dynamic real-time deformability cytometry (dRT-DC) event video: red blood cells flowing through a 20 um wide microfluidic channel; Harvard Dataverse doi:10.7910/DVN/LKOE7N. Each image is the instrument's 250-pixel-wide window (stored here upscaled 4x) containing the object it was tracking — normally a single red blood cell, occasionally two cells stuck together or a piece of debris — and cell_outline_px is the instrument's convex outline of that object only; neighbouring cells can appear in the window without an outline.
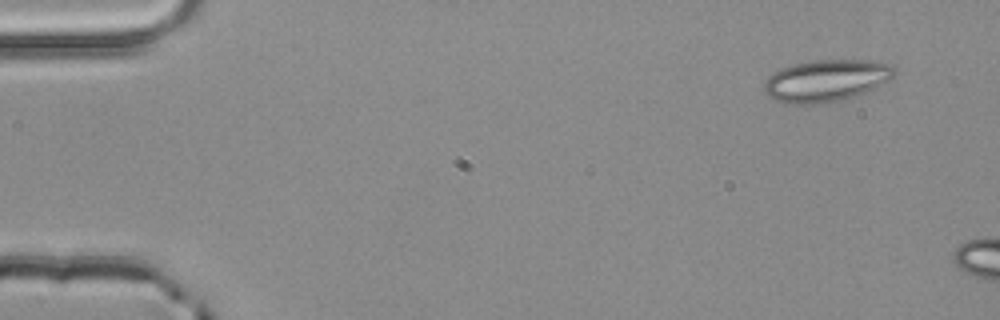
{"species": "common noctule bat (a hibernating species)", "species_latin": "Nyctalus noctula", "temperature_condition": "room temperature", "stored_images_in_passage": 3, "camera_frame_rate_fps": 3000, "um_per_image_px": 0.085, "animal": {"sex": "male", "body_mass_g": 20.4}, "frame": {"image": 1, "passage_image": 1, "time_ms": 0.0, "image_size_px": [1000, 320], "cell_outline_px": [[900, 72], [888, 80], [856, 96], [840, 100], [820, 104], [784, 104], [768, 96], [764, 92], [764, 80], [768, 76], [780, 68], [792, 64], [816, 60], [872, 60], [892, 64]], "centroid_in_image_um": [70.22, 6.85], "position_along_channel_um": 14.8, "area_um2": 32.19}}